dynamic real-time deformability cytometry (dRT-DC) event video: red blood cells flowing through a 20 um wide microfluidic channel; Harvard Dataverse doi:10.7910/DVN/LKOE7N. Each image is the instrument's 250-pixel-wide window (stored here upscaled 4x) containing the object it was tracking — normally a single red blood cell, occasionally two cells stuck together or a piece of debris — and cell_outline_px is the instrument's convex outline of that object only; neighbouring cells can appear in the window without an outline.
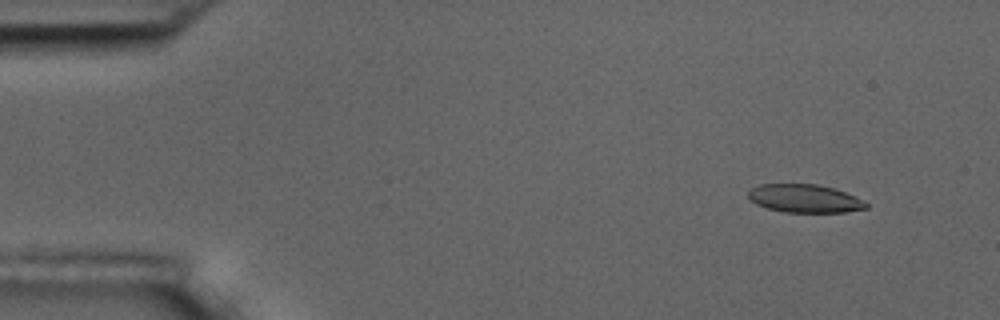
{"species": "common noctule bat (a hibernating species)", "species_latin": "Nyctalus noctula", "temperature_condition": "room temperature", "stored_images_in_passage": 5, "camera_frame_rate_fps": 3000, "um_per_image_px": 0.085, "animal": {"sex": "male", "body_mass_g": 17.5, "forearm_length_mm": 52.3}, "frame": {"image": 1, "passage_image": 2, "time_ms": 1.0, "image_size_px": [1000, 320], "cell_outline_px": [[868, 208], [844, 212], [784, 212], [768, 208], [756, 204], [748, 196], [748, 192], [752, 188], [760, 184], [816, 184], [832, 188], [844, 192], [868, 204]], "centroid_in_image_um": [68.36, 16.87], "position_along_channel_um": 16.6, "area_um2": 19.02}}
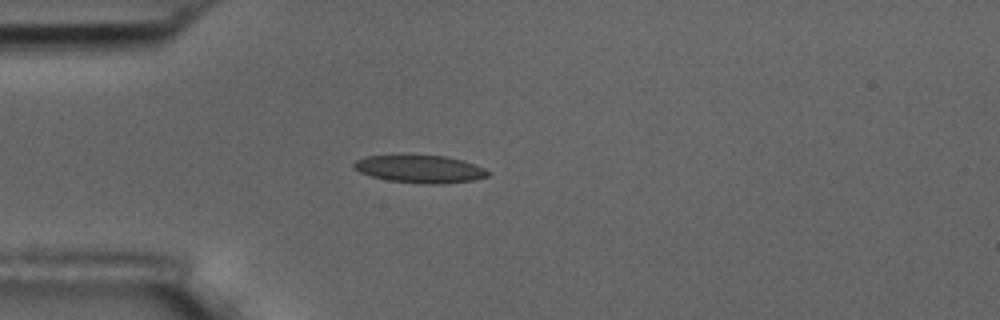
{"frame": {"image": 2, "passage_image": 5, "time_ms": 4.333, "image_size_px": [1000, 320], "cell_outline_px": [[488, 176], [472, 180], [444, 184], [424, 184], [388, 180], [372, 176], [360, 172], [352, 168], [352, 164], [356, 160], [364, 156], [448, 156], [464, 160], [484, 168], [488, 172]], "centroid_in_image_um": [35.69, 14.37], "position_along_channel_um": 49.3, "area_um2": 21.44}}